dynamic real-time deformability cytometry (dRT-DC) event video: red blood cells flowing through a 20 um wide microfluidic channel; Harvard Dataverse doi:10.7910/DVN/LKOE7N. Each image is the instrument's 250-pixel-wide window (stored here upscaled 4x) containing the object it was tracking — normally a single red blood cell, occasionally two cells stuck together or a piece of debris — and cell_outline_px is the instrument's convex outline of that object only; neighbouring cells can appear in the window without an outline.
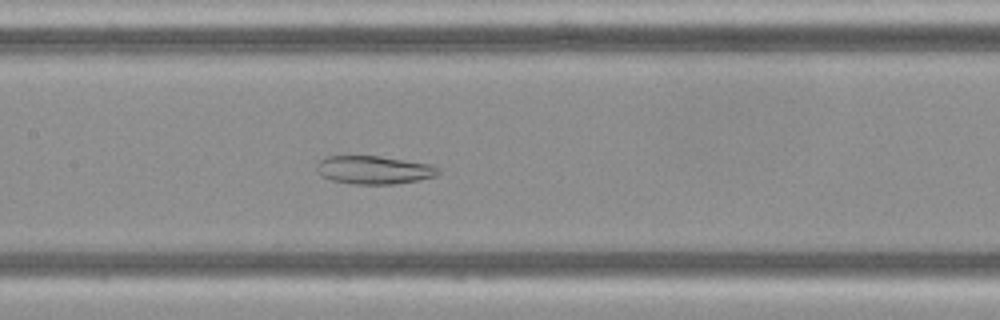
{"species": "Egyptian fruit bat (a non-hibernating species)", "species_latin": "Rousettus aegyptiacus", "temperature_condition": "cold", "stored_images_in_passage": 52, "camera_frame_rate_fps": 3000, "um_per_image_px": 0.085, "frame": {"image": 1, "passage_image": 25, "time_ms": 8.0, "image_size_px": [1000, 320], "cell_outline_px": [[440, 172], [436, 176], [396, 184], [352, 184], [332, 180], [320, 176], [316, 168], [316, 164], [320, 160], [328, 156], [380, 156], [432, 164], [440, 168]], "centroid_in_image_um": [31.79, 14.44], "position_along_channel_um": 175.6, "area_um2": 20.11}}
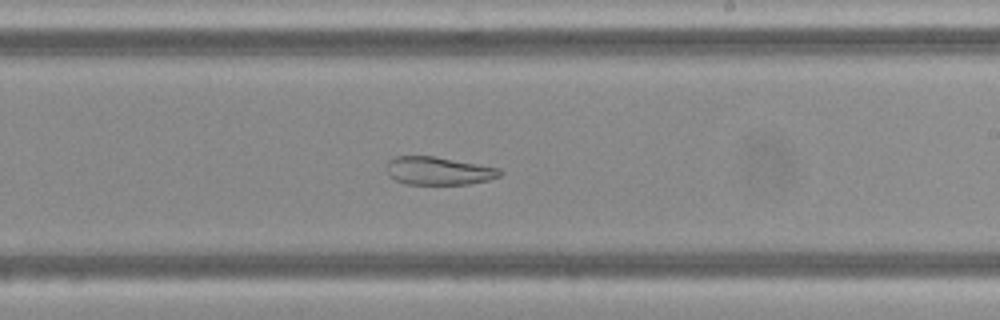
{"frame": {"image": 2, "passage_image": 31, "time_ms": 10.0, "image_size_px": [1000, 320], "cell_outline_px": [[504, 172], [500, 176], [488, 180], [468, 184], [408, 184], [396, 180], [388, 176], [384, 168], [388, 160], [396, 156], [436, 156], [500, 168]], "centroid_in_image_um": [37.25, 14.51], "position_along_channel_um": 251.7, "area_um2": 18.79}}
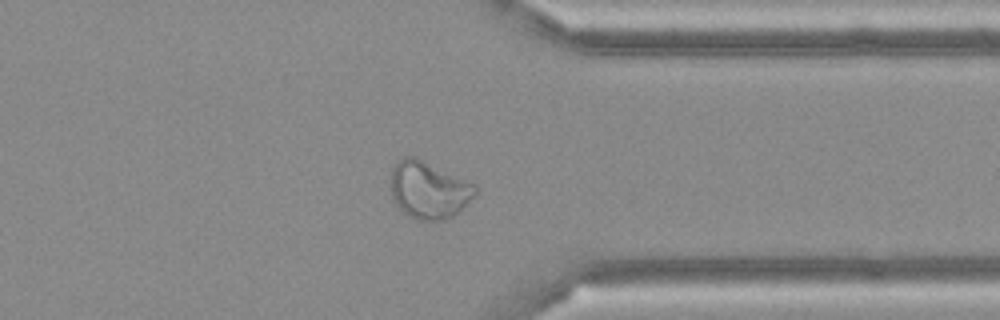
{"frame": {"image": 3, "passage_image": 41, "time_ms": 13.333, "image_size_px": [1000, 320], "cell_outline_px": [[476, 192], [452, 216], [444, 220], [420, 220], [408, 216], [396, 204], [392, 196], [392, 168], [404, 156], [416, 156], [476, 184]], "centroid_in_image_um": [36.43, 16.12], "position_along_channel_um": 375.0, "area_um2": 27.74}}